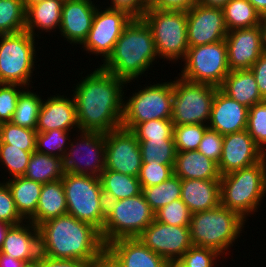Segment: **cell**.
Listing matches in <instances>:
<instances>
[{
  "instance_id": "obj_39",
  "label": "cell",
  "mask_w": 266,
  "mask_h": 267,
  "mask_svg": "<svg viewBox=\"0 0 266 267\" xmlns=\"http://www.w3.org/2000/svg\"><path fill=\"white\" fill-rule=\"evenodd\" d=\"M70 132L73 131L51 130L48 132L37 133L36 151L63 159L67 148L69 147L71 139Z\"/></svg>"
},
{
  "instance_id": "obj_16",
  "label": "cell",
  "mask_w": 266,
  "mask_h": 267,
  "mask_svg": "<svg viewBox=\"0 0 266 267\" xmlns=\"http://www.w3.org/2000/svg\"><path fill=\"white\" fill-rule=\"evenodd\" d=\"M138 239L169 264L177 262L192 246L189 226H174L154 220Z\"/></svg>"
},
{
  "instance_id": "obj_18",
  "label": "cell",
  "mask_w": 266,
  "mask_h": 267,
  "mask_svg": "<svg viewBox=\"0 0 266 267\" xmlns=\"http://www.w3.org/2000/svg\"><path fill=\"white\" fill-rule=\"evenodd\" d=\"M265 156L247 130L223 135L222 155L218 163L219 172L223 176L250 167Z\"/></svg>"
},
{
  "instance_id": "obj_54",
  "label": "cell",
  "mask_w": 266,
  "mask_h": 267,
  "mask_svg": "<svg viewBox=\"0 0 266 267\" xmlns=\"http://www.w3.org/2000/svg\"><path fill=\"white\" fill-rule=\"evenodd\" d=\"M94 267H124L106 249L101 253Z\"/></svg>"
},
{
  "instance_id": "obj_25",
  "label": "cell",
  "mask_w": 266,
  "mask_h": 267,
  "mask_svg": "<svg viewBox=\"0 0 266 267\" xmlns=\"http://www.w3.org/2000/svg\"><path fill=\"white\" fill-rule=\"evenodd\" d=\"M181 200L191 213L220 205V180L181 179Z\"/></svg>"
},
{
  "instance_id": "obj_60",
  "label": "cell",
  "mask_w": 266,
  "mask_h": 267,
  "mask_svg": "<svg viewBox=\"0 0 266 267\" xmlns=\"http://www.w3.org/2000/svg\"><path fill=\"white\" fill-rule=\"evenodd\" d=\"M22 267H40V255L39 258L34 261L25 262Z\"/></svg>"
},
{
  "instance_id": "obj_17",
  "label": "cell",
  "mask_w": 266,
  "mask_h": 267,
  "mask_svg": "<svg viewBox=\"0 0 266 267\" xmlns=\"http://www.w3.org/2000/svg\"><path fill=\"white\" fill-rule=\"evenodd\" d=\"M186 14L189 47L225 40L229 31L222 8L197 3Z\"/></svg>"
},
{
  "instance_id": "obj_37",
  "label": "cell",
  "mask_w": 266,
  "mask_h": 267,
  "mask_svg": "<svg viewBox=\"0 0 266 267\" xmlns=\"http://www.w3.org/2000/svg\"><path fill=\"white\" fill-rule=\"evenodd\" d=\"M25 14L22 0H0V35L25 31Z\"/></svg>"
},
{
  "instance_id": "obj_55",
  "label": "cell",
  "mask_w": 266,
  "mask_h": 267,
  "mask_svg": "<svg viewBox=\"0 0 266 267\" xmlns=\"http://www.w3.org/2000/svg\"><path fill=\"white\" fill-rule=\"evenodd\" d=\"M25 262L0 251V267H22Z\"/></svg>"
},
{
  "instance_id": "obj_46",
  "label": "cell",
  "mask_w": 266,
  "mask_h": 267,
  "mask_svg": "<svg viewBox=\"0 0 266 267\" xmlns=\"http://www.w3.org/2000/svg\"><path fill=\"white\" fill-rule=\"evenodd\" d=\"M24 89L25 87L19 84H0L1 123L11 121L17 106L18 96Z\"/></svg>"
},
{
  "instance_id": "obj_56",
  "label": "cell",
  "mask_w": 266,
  "mask_h": 267,
  "mask_svg": "<svg viewBox=\"0 0 266 267\" xmlns=\"http://www.w3.org/2000/svg\"><path fill=\"white\" fill-rule=\"evenodd\" d=\"M228 1L229 0H197V3L214 8H223Z\"/></svg>"
},
{
  "instance_id": "obj_12",
  "label": "cell",
  "mask_w": 266,
  "mask_h": 267,
  "mask_svg": "<svg viewBox=\"0 0 266 267\" xmlns=\"http://www.w3.org/2000/svg\"><path fill=\"white\" fill-rule=\"evenodd\" d=\"M179 74L184 80L220 87L230 72L225 40L189 47Z\"/></svg>"
},
{
  "instance_id": "obj_31",
  "label": "cell",
  "mask_w": 266,
  "mask_h": 267,
  "mask_svg": "<svg viewBox=\"0 0 266 267\" xmlns=\"http://www.w3.org/2000/svg\"><path fill=\"white\" fill-rule=\"evenodd\" d=\"M100 181L106 201L130 198L142 193L138 177L113 170H104L100 175Z\"/></svg>"
},
{
  "instance_id": "obj_45",
  "label": "cell",
  "mask_w": 266,
  "mask_h": 267,
  "mask_svg": "<svg viewBox=\"0 0 266 267\" xmlns=\"http://www.w3.org/2000/svg\"><path fill=\"white\" fill-rule=\"evenodd\" d=\"M221 256L211 248L191 246L177 262L182 267H216Z\"/></svg>"
},
{
  "instance_id": "obj_21",
  "label": "cell",
  "mask_w": 266,
  "mask_h": 267,
  "mask_svg": "<svg viewBox=\"0 0 266 267\" xmlns=\"http://www.w3.org/2000/svg\"><path fill=\"white\" fill-rule=\"evenodd\" d=\"M96 9V2L91 0H65L58 34L70 44L82 45L91 29Z\"/></svg>"
},
{
  "instance_id": "obj_3",
  "label": "cell",
  "mask_w": 266,
  "mask_h": 267,
  "mask_svg": "<svg viewBox=\"0 0 266 267\" xmlns=\"http://www.w3.org/2000/svg\"><path fill=\"white\" fill-rule=\"evenodd\" d=\"M155 59H158V53L150 27L142 18H133L124 28L113 52L99 65L130 83L138 81L148 69L152 70L157 62Z\"/></svg>"
},
{
  "instance_id": "obj_28",
  "label": "cell",
  "mask_w": 266,
  "mask_h": 267,
  "mask_svg": "<svg viewBox=\"0 0 266 267\" xmlns=\"http://www.w3.org/2000/svg\"><path fill=\"white\" fill-rule=\"evenodd\" d=\"M219 88L247 108L264 101L250 69L230 71Z\"/></svg>"
},
{
  "instance_id": "obj_27",
  "label": "cell",
  "mask_w": 266,
  "mask_h": 267,
  "mask_svg": "<svg viewBox=\"0 0 266 267\" xmlns=\"http://www.w3.org/2000/svg\"><path fill=\"white\" fill-rule=\"evenodd\" d=\"M174 174L181 179L220 180L218 164L198 150L176 152Z\"/></svg>"
},
{
  "instance_id": "obj_14",
  "label": "cell",
  "mask_w": 266,
  "mask_h": 267,
  "mask_svg": "<svg viewBox=\"0 0 266 267\" xmlns=\"http://www.w3.org/2000/svg\"><path fill=\"white\" fill-rule=\"evenodd\" d=\"M99 6L94 14L88 36L81 46L83 51L96 54L95 56L99 55L104 62L113 52L117 40L133 17L123 10L108 7L102 10L103 7Z\"/></svg>"
},
{
  "instance_id": "obj_34",
  "label": "cell",
  "mask_w": 266,
  "mask_h": 267,
  "mask_svg": "<svg viewBox=\"0 0 266 267\" xmlns=\"http://www.w3.org/2000/svg\"><path fill=\"white\" fill-rule=\"evenodd\" d=\"M37 91L25 88L18 96L17 106L12 116L11 123L23 128L36 130L37 120L42 105V97Z\"/></svg>"
},
{
  "instance_id": "obj_58",
  "label": "cell",
  "mask_w": 266,
  "mask_h": 267,
  "mask_svg": "<svg viewBox=\"0 0 266 267\" xmlns=\"http://www.w3.org/2000/svg\"><path fill=\"white\" fill-rule=\"evenodd\" d=\"M262 16L266 15V0H248Z\"/></svg>"
},
{
  "instance_id": "obj_53",
  "label": "cell",
  "mask_w": 266,
  "mask_h": 267,
  "mask_svg": "<svg viewBox=\"0 0 266 267\" xmlns=\"http://www.w3.org/2000/svg\"><path fill=\"white\" fill-rule=\"evenodd\" d=\"M40 267H94L92 264L73 259H54L40 254Z\"/></svg>"
},
{
  "instance_id": "obj_52",
  "label": "cell",
  "mask_w": 266,
  "mask_h": 267,
  "mask_svg": "<svg viewBox=\"0 0 266 267\" xmlns=\"http://www.w3.org/2000/svg\"><path fill=\"white\" fill-rule=\"evenodd\" d=\"M256 79L261 97L266 100V52L255 61L250 68Z\"/></svg>"
},
{
  "instance_id": "obj_62",
  "label": "cell",
  "mask_w": 266,
  "mask_h": 267,
  "mask_svg": "<svg viewBox=\"0 0 266 267\" xmlns=\"http://www.w3.org/2000/svg\"><path fill=\"white\" fill-rule=\"evenodd\" d=\"M169 267H182L178 262L171 263Z\"/></svg>"
},
{
  "instance_id": "obj_50",
  "label": "cell",
  "mask_w": 266,
  "mask_h": 267,
  "mask_svg": "<svg viewBox=\"0 0 266 267\" xmlns=\"http://www.w3.org/2000/svg\"><path fill=\"white\" fill-rule=\"evenodd\" d=\"M111 9L123 10L133 18H141L148 9L149 0H111Z\"/></svg>"
},
{
  "instance_id": "obj_49",
  "label": "cell",
  "mask_w": 266,
  "mask_h": 267,
  "mask_svg": "<svg viewBox=\"0 0 266 267\" xmlns=\"http://www.w3.org/2000/svg\"><path fill=\"white\" fill-rule=\"evenodd\" d=\"M222 148L223 135L208 127L197 150L218 164L222 155Z\"/></svg>"
},
{
  "instance_id": "obj_59",
  "label": "cell",
  "mask_w": 266,
  "mask_h": 267,
  "mask_svg": "<svg viewBox=\"0 0 266 267\" xmlns=\"http://www.w3.org/2000/svg\"><path fill=\"white\" fill-rule=\"evenodd\" d=\"M9 226V224L0 221V249L2 247Z\"/></svg>"
},
{
  "instance_id": "obj_9",
  "label": "cell",
  "mask_w": 266,
  "mask_h": 267,
  "mask_svg": "<svg viewBox=\"0 0 266 267\" xmlns=\"http://www.w3.org/2000/svg\"><path fill=\"white\" fill-rule=\"evenodd\" d=\"M35 39L28 31L0 35V84L34 87L31 78L38 57Z\"/></svg>"
},
{
  "instance_id": "obj_43",
  "label": "cell",
  "mask_w": 266,
  "mask_h": 267,
  "mask_svg": "<svg viewBox=\"0 0 266 267\" xmlns=\"http://www.w3.org/2000/svg\"><path fill=\"white\" fill-rule=\"evenodd\" d=\"M174 124L171 119H156L138 124L132 132L138 141L151 139H174Z\"/></svg>"
},
{
  "instance_id": "obj_42",
  "label": "cell",
  "mask_w": 266,
  "mask_h": 267,
  "mask_svg": "<svg viewBox=\"0 0 266 267\" xmlns=\"http://www.w3.org/2000/svg\"><path fill=\"white\" fill-rule=\"evenodd\" d=\"M246 130L266 155V100L249 108Z\"/></svg>"
},
{
  "instance_id": "obj_15",
  "label": "cell",
  "mask_w": 266,
  "mask_h": 267,
  "mask_svg": "<svg viewBox=\"0 0 266 267\" xmlns=\"http://www.w3.org/2000/svg\"><path fill=\"white\" fill-rule=\"evenodd\" d=\"M105 170L138 177L142 157L136 135L125 128L105 133Z\"/></svg>"
},
{
  "instance_id": "obj_10",
  "label": "cell",
  "mask_w": 266,
  "mask_h": 267,
  "mask_svg": "<svg viewBox=\"0 0 266 267\" xmlns=\"http://www.w3.org/2000/svg\"><path fill=\"white\" fill-rule=\"evenodd\" d=\"M152 84L149 86L145 84L143 88L139 87L140 90L137 89L129 98L124 94L122 128L132 131L142 122L171 119L173 80L162 83L156 81V84Z\"/></svg>"
},
{
  "instance_id": "obj_22",
  "label": "cell",
  "mask_w": 266,
  "mask_h": 267,
  "mask_svg": "<svg viewBox=\"0 0 266 267\" xmlns=\"http://www.w3.org/2000/svg\"><path fill=\"white\" fill-rule=\"evenodd\" d=\"M249 108L216 90L207 126L221 135L246 130Z\"/></svg>"
},
{
  "instance_id": "obj_51",
  "label": "cell",
  "mask_w": 266,
  "mask_h": 267,
  "mask_svg": "<svg viewBox=\"0 0 266 267\" xmlns=\"http://www.w3.org/2000/svg\"><path fill=\"white\" fill-rule=\"evenodd\" d=\"M195 4L197 0H149L148 8L187 12Z\"/></svg>"
},
{
  "instance_id": "obj_1",
  "label": "cell",
  "mask_w": 266,
  "mask_h": 267,
  "mask_svg": "<svg viewBox=\"0 0 266 267\" xmlns=\"http://www.w3.org/2000/svg\"><path fill=\"white\" fill-rule=\"evenodd\" d=\"M86 75L72 90L80 131L107 133L121 128L128 83L100 65Z\"/></svg>"
},
{
  "instance_id": "obj_4",
  "label": "cell",
  "mask_w": 266,
  "mask_h": 267,
  "mask_svg": "<svg viewBox=\"0 0 266 267\" xmlns=\"http://www.w3.org/2000/svg\"><path fill=\"white\" fill-rule=\"evenodd\" d=\"M264 197L266 156L250 167L230 172L220 178V204L247 221L248 216L258 212Z\"/></svg>"
},
{
  "instance_id": "obj_48",
  "label": "cell",
  "mask_w": 266,
  "mask_h": 267,
  "mask_svg": "<svg viewBox=\"0 0 266 267\" xmlns=\"http://www.w3.org/2000/svg\"><path fill=\"white\" fill-rule=\"evenodd\" d=\"M0 221L9 225L25 221L16 208L9 186L3 180L0 181Z\"/></svg>"
},
{
  "instance_id": "obj_32",
  "label": "cell",
  "mask_w": 266,
  "mask_h": 267,
  "mask_svg": "<svg viewBox=\"0 0 266 267\" xmlns=\"http://www.w3.org/2000/svg\"><path fill=\"white\" fill-rule=\"evenodd\" d=\"M64 173L61 158L34 151L23 176L45 184L62 179Z\"/></svg>"
},
{
  "instance_id": "obj_7",
  "label": "cell",
  "mask_w": 266,
  "mask_h": 267,
  "mask_svg": "<svg viewBox=\"0 0 266 267\" xmlns=\"http://www.w3.org/2000/svg\"><path fill=\"white\" fill-rule=\"evenodd\" d=\"M106 203V218L100 232L105 246L120 238L138 237L155 220V212L143 193Z\"/></svg>"
},
{
  "instance_id": "obj_5",
  "label": "cell",
  "mask_w": 266,
  "mask_h": 267,
  "mask_svg": "<svg viewBox=\"0 0 266 267\" xmlns=\"http://www.w3.org/2000/svg\"><path fill=\"white\" fill-rule=\"evenodd\" d=\"M245 223L246 220L238 213L221 204L210 210L192 213L189 226L192 246L211 248L226 255L240 237Z\"/></svg>"
},
{
  "instance_id": "obj_41",
  "label": "cell",
  "mask_w": 266,
  "mask_h": 267,
  "mask_svg": "<svg viewBox=\"0 0 266 267\" xmlns=\"http://www.w3.org/2000/svg\"><path fill=\"white\" fill-rule=\"evenodd\" d=\"M207 128L205 124L174 126L173 138L176 152L197 150Z\"/></svg>"
},
{
  "instance_id": "obj_24",
  "label": "cell",
  "mask_w": 266,
  "mask_h": 267,
  "mask_svg": "<svg viewBox=\"0 0 266 267\" xmlns=\"http://www.w3.org/2000/svg\"><path fill=\"white\" fill-rule=\"evenodd\" d=\"M106 250L124 267H169L161 256L145 246L138 237L120 238L106 245Z\"/></svg>"
},
{
  "instance_id": "obj_11",
  "label": "cell",
  "mask_w": 266,
  "mask_h": 267,
  "mask_svg": "<svg viewBox=\"0 0 266 267\" xmlns=\"http://www.w3.org/2000/svg\"><path fill=\"white\" fill-rule=\"evenodd\" d=\"M219 87L194 83L175 77L173 81V107L171 120L174 126L209 123L213 100Z\"/></svg>"
},
{
  "instance_id": "obj_38",
  "label": "cell",
  "mask_w": 266,
  "mask_h": 267,
  "mask_svg": "<svg viewBox=\"0 0 266 267\" xmlns=\"http://www.w3.org/2000/svg\"><path fill=\"white\" fill-rule=\"evenodd\" d=\"M37 131L14 125L11 122L1 123L0 142L10 144L11 147H17L23 151H36Z\"/></svg>"
},
{
  "instance_id": "obj_44",
  "label": "cell",
  "mask_w": 266,
  "mask_h": 267,
  "mask_svg": "<svg viewBox=\"0 0 266 267\" xmlns=\"http://www.w3.org/2000/svg\"><path fill=\"white\" fill-rule=\"evenodd\" d=\"M191 212L187 205L177 199L155 212V220L174 226H190Z\"/></svg>"
},
{
  "instance_id": "obj_35",
  "label": "cell",
  "mask_w": 266,
  "mask_h": 267,
  "mask_svg": "<svg viewBox=\"0 0 266 267\" xmlns=\"http://www.w3.org/2000/svg\"><path fill=\"white\" fill-rule=\"evenodd\" d=\"M151 209L156 212L174 200L181 199V178L173 174L159 185L142 188Z\"/></svg>"
},
{
  "instance_id": "obj_2",
  "label": "cell",
  "mask_w": 266,
  "mask_h": 267,
  "mask_svg": "<svg viewBox=\"0 0 266 267\" xmlns=\"http://www.w3.org/2000/svg\"><path fill=\"white\" fill-rule=\"evenodd\" d=\"M40 254L54 259H73L95 266L106 249L100 231L70 214L49 219L39 226Z\"/></svg>"
},
{
  "instance_id": "obj_40",
  "label": "cell",
  "mask_w": 266,
  "mask_h": 267,
  "mask_svg": "<svg viewBox=\"0 0 266 267\" xmlns=\"http://www.w3.org/2000/svg\"><path fill=\"white\" fill-rule=\"evenodd\" d=\"M32 153L0 142V163L12 178L25 174Z\"/></svg>"
},
{
  "instance_id": "obj_61",
  "label": "cell",
  "mask_w": 266,
  "mask_h": 267,
  "mask_svg": "<svg viewBox=\"0 0 266 267\" xmlns=\"http://www.w3.org/2000/svg\"><path fill=\"white\" fill-rule=\"evenodd\" d=\"M23 1V5L25 7V10L30 7L31 5H34L36 3L45 1V0H22Z\"/></svg>"
},
{
  "instance_id": "obj_26",
  "label": "cell",
  "mask_w": 266,
  "mask_h": 267,
  "mask_svg": "<svg viewBox=\"0 0 266 267\" xmlns=\"http://www.w3.org/2000/svg\"><path fill=\"white\" fill-rule=\"evenodd\" d=\"M64 1L45 0L28 7L25 14V31H28L33 37L37 35L38 39L41 38L38 33L42 34L45 31L53 34L54 31L56 32L55 29H59L61 25Z\"/></svg>"
},
{
  "instance_id": "obj_6",
  "label": "cell",
  "mask_w": 266,
  "mask_h": 267,
  "mask_svg": "<svg viewBox=\"0 0 266 267\" xmlns=\"http://www.w3.org/2000/svg\"><path fill=\"white\" fill-rule=\"evenodd\" d=\"M62 183L67 214L93 225L100 232L106 218V200L100 178L65 172Z\"/></svg>"
},
{
  "instance_id": "obj_20",
  "label": "cell",
  "mask_w": 266,
  "mask_h": 267,
  "mask_svg": "<svg viewBox=\"0 0 266 267\" xmlns=\"http://www.w3.org/2000/svg\"><path fill=\"white\" fill-rule=\"evenodd\" d=\"M72 97V98H71ZM42 100L38 120L37 133L51 130L80 131L76 105L73 96L55 94ZM45 100V101H44ZM77 127V128H76Z\"/></svg>"
},
{
  "instance_id": "obj_57",
  "label": "cell",
  "mask_w": 266,
  "mask_h": 267,
  "mask_svg": "<svg viewBox=\"0 0 266 267\" xmlns=\"http://www.w3.org/2000/svg\"><path fill=\"white\" fill-rule=\"evenodd\" d=\"M259 28L261 31V41L264 51L266 52V15L260 17Z\"/></svg>"
},
{
  "instance_id": "obj_36",
  "label": "cell",
  "mask_w": 266,
  "mask_h": 267,
  "mask_svg": "<svg viewBox=\"0 0 266 267\" xmlns=\"http://www.w3.org/2000/svg\"><path fill=\"white\" fill-rule=\"evenodd\" d=\"M138 142L142 164L175 165L176 148L174 139H151Z\"/></svg>"
},
{
  "instance_id": "obj_33",
  "label": "cell",
  "mask_w": 266,
  "mask_h": 267,
  "mask_svg": "<svg viewBox=\"0 0 266 267\" xmlns=\"http://www.w3.org/2000/svg\"><path fill=\"white\" fill-rule=\"evenodd\" d=\"M222 9L228 31L259 25L261 15L248 0H229Z\"/></svg>"
},
{
  "instance_id": "obj_47",
  "label": "cell",
  "mask_w": 266,
  "mask_h": 267,
  "mask_svg": "<svg viewBox=\"0 0 266 267\" xmlns=\"http://www.w3.org/2000/svg\"><path fill=\"white\" fill-rule=\"evenodd\" d=\"M174 165L142 164L138 176L141 187L159 185L174 174Z\"/></svg>"
},
{
  "instance_id": "obj_19",
  "label": "cell",
  "mask_w": 266,
  "mask_h": 267,
  "mask_svg": "<svg viewBox=\"0 0 266 267\" xmlns=\"http://www.w3.org/2000/svg\"><path fill=\"white\" fill-rule=\"evenodd\" d=\"M225 42L230 71L250 69L264 52L259 26L231 30Z\"/></svg>"
},
{
  "instance_id": "obj_30",
  "label": "cell",
  "mask_w": 266,
  "mask_h": 267,
  "mask_svg": "<svg viewBox=\"0 0 266 267\" xmlns=\"http://www.w3.org/2000/svg\"><path fill=\"white\" fill-rule=\"evenodd\" d=\"M4 181L11 190L19 214L29 220L36 212L43 184L24 176L5 178Z\"/></svg>"
},
{
  "instance_id": "obj_8",
  "label": "cell",
  "mask_w": 266,
  "mask_h": 267,
  "mask_svg": "<svg viewBox=\"0 0 266 267\" xmlns=\"http://www.w3.org/2000/svg\"><path fill=\"white\" fill-rule=\"evenodd\" d=\"M150 27L159 59L184 60L189 48L186 11L148 8L141 17Z\"/></svg>"
},
{
  "instance_id": "obj_23",
  "label": "cell",
  "mask_w": 266,
  "mask_h": 267,
  "mask_svg": "<svg viewBox=\"0 0 266 267\" xmlns=\"http://www.w3.org/2000/svg\"><path fill=\"white\" fill-rule=\"evenodd\" d=\"M0 251L24 262L36 260L40 255L39 227L29 220L10 225Z\"/></svg>"
},
{
  "instance_id": "obj_13",
  "label": "cell",
  "mask_w": 266,
  "mask_h": 267,
  "mask_svg": "<svg viewBox=\"0 0 266 267\" xmlns=\"http://www.w3.org/2000/svg\"><path fill=\"white\" fill-rule=\"evenodd\" d=\"M80 133V136H79ZM62 159L64 172L100 178L105 170V133L79 131ZM80 137V138H79Z\"/></svg>"
},
{
  "instance_id": "obj_29",
  "label": "cell",
  "mask_w": 266,
  "mask_h": 267,
  "mask_svg": "<svg viewBox=\"0 0 266 267\" xmlns=\"http://www.w3.org/2000/svg\"><path fill=\"white\" fill-rule=\"evenodd\" d=\"M67 214V203L62 180L42 185L35 214L29 219L34 225Z\"/></svg>"
}]
</instances>
